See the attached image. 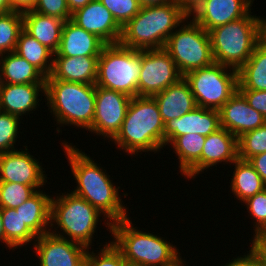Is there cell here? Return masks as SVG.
Wrapping results in <instances>:
<instances>
[{
	"instance_id": "7dc6e473",
	"label": "cell",
	"mask_w": 266,
	"mask_h": 266,
	"mask_svg": "<svg viewBox=\"0 0 266 266\" xmlns=\"http://www.w3.org/2000/svg\"><path fill=\"white\" fill-rule=\"evenodd\" d=\"M141 6L164 5L174 0H138Z\"/></svg>"
},
{
	"instance_id": "f1b7e54d",
	"label": "cell",
	"mask_w": 266,
	"mask_h": 266,
	"mask_svg": "<svg viewBox=\"0 0 266 266\" xmlns=\"http://www.w3.org/2000/svg\"><path fill=\"white\" fill-rule=\"evenodd\" d=\"M237 72L238 89L266 91V47L261 42Z\"/></svg>"
},
{
	"instance_id": "7402d4cb",
	"label": "cell",
	"mask_w": 266,
	"mask_h": 266,
	"mask_svg": "<svg viewBox=\"0 0 266 266\" xmlns=\"http://www.w3.org/2000/svg\"><path fill=\"white\" fill-rule=\"evenodd\" d=\"M238 158L237 137L225 128L206 136L201 152V173L217 164L229 165Z\"/></svg>"
},
{
	"instance_id": "c3c4849f",
	"label": "cell",
	"mask_w": 266,
	"mask_h": 266,
	"mask_svg": "<svg viewBox=\"0 0 266 266\" xmlns=\"http://www.w3.org/2000/svg\"><path fill=\"white\" fill-rule=\"evenodd\" d=\"M11 11L10 0H0V14Z\"/></svg>"
},
{
	"instance_id": "f907efd6",
	"label": "cell",
	"mask_w": 266,
	"mask_h": 266,
	"mask_svg": "<svg viewBox=\"0 0 266 266\" xmlns=\"http://www.w3.org/2000/svg\"><path fill=\"white\" fill-rule=\"evenodd\" d=\"M0 241L1 243H5V235L3 231V220H2V215H1V208H0Z\"/></svg>"
},
{
	"instance_id": "ba28073f",
	"label": "cell",
	"mask_w": 266,
	"mask_h": 266,
	"mask_svg": "<svg viewBox=\"0 0 266 266\" xmlns=\"http://www.w3.org/2000/svg\"><path fill=\"white\" fill-rule=\"evenodd\" d=\"M141 51L120 43L107 44L98 57L96 86L138 96Z\"/></svg>"
},
{
	"instance_id": "5b68a950",
	"label": "cell",
	"mask_w": 266,
	"mask_h": 266,
	"mask_svg": "<svg viewBox=\"0 0 266 266\" xmlns=\"http://www.w3.org/2000/svg\"><path fill=\"white\" fill-rule=\"evenodd\" d=\"M59 194L52 196L51 199L50 232L52 234L90 249L102 215L105 221L103 225L105 224L109 229L107 231L111 233L112 223L88 201L70 191Z\"/></svg>"
},
{
	"instance_id": "f6af8a7d",
	"label": "cell",
	"mask_w": 266,
	"mask_h": 266,
	"mask_svg": "<svg viewBox=\"0 0 266 266\" xmlns=\"http://www.w3.org/2000/svg\"><path fill=\"white\" fill-rule=\"evenodd\" d=\"M37 0H10L11 11L26 12L33 10Z\"/></svg>"
},
{
	"instance_id": "3957f363",
	"label": "cell",
	"mask_w": 266,
	"mask_h": 266,
	"mask_svg": "<svg viewBox=\"0 0 266 266\" xmlns=\"http://www.w3.org/2000/svg\"><path fill=\"white\" fill-rule=\"evenodd\" d=\"M130 219L113 222L111 227V241L129 266H188L170 240L138 230Z\"/></svg>"
},
{
	"instance_id": "8fae6325",
	"label": "cell",
	"mask_w": 266,
	"mask_h": 266,
	"mask_svg": "<svg viewBox=\"0 0 266 266\" xmlns=\"http://www.w3.org/2000/svg\"><path fill=\"white\" fill-rule=\"evenodd\" d=\"M183 76L174 60L164 49L141 50V72L138 96L153 97L177 83Z\"/></svg>"
},
{
	"instance_id": "f35d334b",
	"label": "cell",
	"mask_w": 266,
	"mask_h": 266,
	"mask_svg": "<svg viewBox=\"0 0 266 266\" xmlns=\"http://www.w3.org/2000/svg\"><path fill=\"white\" fill-rule=\"evenodd\" d=\"M33 11L56 17L63 21L71 20L72 15L66 0H37Z\"/></svg>"
},
{
	"instance_id": "e575fe53",
	"label": "cell",
	"mask_w": 266,
	"mask_h": 266,
	"mask_svg": "<svg viewBox=\"0 0 266 266\" xmlns=\"http://www.w3.org/2000/svg\"><path fill=\"white\" fill-rule=\"evenodd\" d=\"M94 253L87 251L85 258V266H129L124 259L121 251L113 244L112 241L105 242L102 248Z\"/></svg>"
},
{
	"instance_id": "74e56055",
	"label": "cell",
	"mask_w": 266,
	"mask_h": 266,
	"mask_svg": "<svg viewBox=\"0 0 266 266\" xmlns=\"http://www.w3.org/2000/svg\"><path fill=\"white\" fill-rule=\"evenodd\" d=\"M247 208L248 217L253 219L254 235L266 230V188L243 202ZM252 216V217H251ZM255 221V222H254Z\"/></svg>"
},
{
	"instance_id": "7c38bea8",
	"label": "cell",
	"mask_w": 266,
	"mask_h": 266,
	"mask_svg": "<svg viewBox=\"0 0 266 266\" xmlns=\"http://www.w3.org/2000/svg\"><path fill=\"white\" fill-rule=\"evenodd\" d=\"M96 108L92 126L88 129L110 142L123 124L131 101L129 95L96 86Z\"/></svg>"
},
{
	"instance_id": "277c9868",
	"label": "cell",
	"mask_w": 266,
	"mask_h": 266,
	"mask_svg": "<svg viewBox=\"0 0 266 266\" xmlns=\"http://www.w3.org/2000/svg\"><path fill=\"white\" fill-rule=\"evenodd\" d=\"M188 16L172 1L164 5L141 6L122 28L120 44L135 50L162 49L169 36Z\"/></svg>"
},
{
	"instance_id": "d4e9b609",
	"label": "cell",
	"mask_w": 266,
	"mask_h": 266,
	"mask_svg": "<svg viewBox=\"0 0 266 266\" xmlns=\"http://www.w3.org/2000/svg\"><path fill=\"white\" fill-rule=\"evenodd\" d=\"M206 136L200 134H185L176 137L170 144L179 159V172L184 178L195 179L201 174V152ZM197 175V176H196Z\"/></svg>"
},
{
	"instance_id": "ee69618b",
	"label": "cell",
	"mask_w": 266,
	"mask_h": 266,
	"mask_svg": "<svg viewBox=\"0 0 266 266\" xmlns=\"http://www.w3.org/2000/svg\"><path fill=\"white\" fill-rule=\"evenodd\" d=\"M179 8L188 16L191 17L205 0H174Z\"/></svg>"
},
{
	"instance_id": "cb8c5ba5",
	"label": "cell",
	"mask_w": 266,
	"mask_h": 266,
	"mask_svg": "<svg viewBox=\"0 0 266 266\" xmlns=\"http://www.w3.org/2000/svg\"><path fill=\"white\" fill-rule=\"evenodd\" d=\"M23 29L53 53L59 49L65 21L33 10L23 12Z\"/></svg>"
},
{
	"instance_id": "603a6c76",
	"label": "cell",
	"mask_w": 266,
	"mask_h": 266,
	"mask_svg": "<svg viewBox=\"0 0 266 266\" xmlns=\"http://www.w3.org/2000/svg\"><path fill=\"white\" fill-rule=\"evenodd\" d=\"M153 98L159 106L164 124L169 120L180 118L197 107L191 88L184 77Z\"/></svg>"
},
{
	"instance_id": "83f0119b",
	"label": "cell",
	"mask_w": 266,
	"mask_h": 266,
	"mask_svg": "<svg viewBox=\"0 0 266 266\" xmlns=\"http://www.w3.org/2000/svg\"><path fill=\"white\" fill-rule=\"evenodd\" d=\"M232 164L234 171L230 178V190L241 203L266 188L261 176L247 160L237 158Z\"/></svg>"
},
{
	"instance_id": "d590c367",
	"label": "cell",
	"mask_w": 266,
	"mask_h": 266,
	"mask_svg": "<svg viewBox=\"0 0 266 266\" xmlns=\"http://www.w3.org/2000/svg\"><path fill=\"white\" fill-rule=\"evenodd\" d=\"M21 118L0 111V153L16 150ZM18 134V135H17Z\"/></svg>"
},
{
	"instance_id": "816d5d0a",
	"label": "cell",
	"mask_w": 266,
	"mask_h": 266,
	"mask_svg": "<svg viewBox=\"0 0 266 266\" xmlns=\"http://www.w3.org/2000/svg\"><path fill=\"white\" fill-rule=\"evenodd\" d=\"M260 42L266 47V39H261Z\"/></svg>"
},
{
	"instance_id": "d6986e66",
	"label": "cell",
	"mask_w": 266,
	"mask_h": 266,
	"mask_svg": "<svg viewBox=\"0 0 266 266\" xmlns=\"http://www.w3.org/2000/svg\"><path fill=\"white\" fill-rule=\"evenodd\" d=\"M40 95L45 96V83H1L0 111L15 115L22 120V115L33 113L40 106L41 100L38 98Z\"/></svg>"
},
{
	"instance_id": "1f68e13d",
	"label": "cell",
	"mask_w": 266,
	"mask_h": 266,
	"mask_svg": "<svg viewBox=\"0 0 266 266\" xmlns=\"http://www.w3.org/2000/svg\"><path fill=\"white\" fill-rule=\"evenodd\" d=\"M23 30V14L9 11L0 14V55L13 52Z\"/></svg>"
},
{
	"instance_id": "9a60e30c",
	"label": "cell",
	"mask_w": 266,
	"mask_h": 266,
	"mask_svg": "<svg viewBox=\"0 0 266 266\" xmlns=\"http://www.w3.org/2000/svg\"><path fill=\"white\" fill-rule=\"evenodd\" d=\"M71 21L102 39L106 44L120 42L122 27L112 13L99 1L92 0L71 15Z\"/></svg>"
},
{
	"instance_id": "d6a6232c",
	"label": "cell",
	"mask_w": 266,
	"mask_h": 266,
	"mask_svg": "<svg viewBox=\"0 0 266 266\" xmlns=\"http://www.w3.org/2000/svg\"><path fill=\"white\" fill-rule=\"evenodd\" d=\"M238 158L249 160L266 152V124L237 138Z\"/></svg>"
},
{
	"instance_id": "44dd1931",
	"label": "cell",
	"mask_w": 266,
	"mask_h": 266,
	"mask_svg": "<svg viewBox=\"0 0 266 266\" xmlns=\"http://www.w3.org/2000/svg\"><path fill=\"white\" fill-rule=\"evenodd\" d=\"M98 57H53V67L46 80L96 84Z\"/></svg>"
},
{
	"instance_id": "60d3db41",
	"label": "cell",
	"mask_w": 266,
	"mask_h": 266,
	"mask_svg": "<svg viewBox=\"0 0 266 266\" xmlns=\"http://www.w3.org/2000/svg\"><path fill=\"white\" fill-rule=\"evenodd\" d=\"M245 255H241L240 257H236L222 266H265L261 260V258L250 248L249 251L244 253Z\"/></svg>"
},
{
	"instance_id": "484cf974",
	"label": "cell",
	"mask_w": 266,
	"mask_h": 266,
	"mask_svg": "<svg viewBox=\"0 0 266 266\" xmlns=\"http://www.w3.org/2000/svg\"><path fill=\"white\" fill-rule=\"evenodd\" d=\"M51 199L40 189L16 208L22 221L37 237L50 232Z\"/></svg>"
},
{
	"instance_id": "4dcf8cb0",
	"label": "cell",
	"mask_w": 266,
	"mask_h": 266,
	"mask_svg": "<svg viewBox=\"0 0 266 266\" xmlns=\"http://www.w3.org/2000/svg\"><path fill=\"white\" fill-rule=\"evenodd\" d=\"M5 244L9 249H15L35 242L37 236L22 221L19 211L14 208H1Z\"/></svg>"
},
{
	"instance_id": "bcb514c9",
	"label": "cell",
	"mask_w": 266,
	"mask_h": 266,
	"mask_svg": "<svg viewBox=\"0 0 266 266\" xmlns=\"http://www.w3.org/2000/svg\"><path fill=\"white\" fill-rule=\"evenodd\" d=\"M67 1V5L68 8L72 13H74L75 11L83 8L84 6H86L88 3H90L92 0H66Z\"/></svg>"
},
{
	"instance_id": "30bf717a",
	"label": "cell",
	"mask_w": 266,
	"mask_h": 266,
	"mask_svg": "<svg viewBox=\"0 0 266 266\" xmlns=\"http://www.w3.org/2000/svg\"><path fill=\"white\" fill-rule=\"evenodd\" d=\"M183 77L191 88L196 105L203 108L219 110L238 90L237 70L215 62Z\"/></svg>"
},
{
	"instance_id": "52a82bcc",
	"label": "cell",
	"mask_w": 266,
	"mask_h": 266,
	"mask_svg": "<svg viewBox=\"0 0 266 266\" xmlns=\"http://www.w3.org/2000/svg\"><path fill=\"white\" fill-rule=\"evenodd\" d=\"M209 31L215 63L239 70L260 43V16L251 15Z\"/></svg>"
},
{
	"instance_id": "7bdbcfd3",
	"label": "cell",
	"mask_w": 266,
	"mask_h": 266,
	"mask_svg": "<svg viewBox=\"0 0 266 266\" xmlns=\"http://www.w3.org/2000/svg\"><path fill=\"white\" fill-rule=\"evenodd\" d=\"M248 162L253 166L257 173L261 176L266 185V152L251 157Z\"/></svg>"
},
{
	"instance_id": "ffe728a7",
	"label": "cell",
	"mask_w": 266,
	"mask_h": 266,
	"mask_svg": "<svg viewBox=\"0 0 266 266\" xmlns=\"http://www.w3.org/2000/svg\"><path fill=\"white\" fill-rule=\"evenodd\" d=\"M106 45L95 34L67 20L62 28L59 49L53 57H99Z\"/></svg>"
},
{
	"instance_id": "9c48e42d",
	"label": "cell",
	"mask_w": 266,
	"mask_h": 266,
	"mask_svg": "<svg viewBox=\"0 0 266 266\" xmlns=\"http://www.w3.org/2000/svg\"><path fill=\"white\" fill-rule=\"evenodd\" d=\"M164 49L182 76L214 63L209 32L191 17L169 36Z\"/></svg>"
},
{
	"instance_id": "4fadbf2b",
	"label": "cell",
	"mask_w": 266,
	"mask_h": 266,
	"mask_svg": "<svg viewBox=\"0 0 266 266\" xmlns=\"http://www.w3.org/2000/svg\"><path fill=\"white\" fill-rule=\"evenodd\" d=\"M32 245L40 266H85L88 249L51 232L38 236Z\"/></svg>"
},
{
	"instance_id": "8992f818",
	"label": "cell",
	"mask_w": 266,
	"mask_h": 266,
	"mask_svg": "<svg viewBox=\"0 0 266 266\" xmlns=\"http://www.w3.org/2000/svg\"><path fill=\"white\" fill-rule=\"evenodd\" d=\"M96 85L63 80L45 81V100L56 124L86 131L92 126L96 108Z\"/></svg>"
},
{
	"instance_id": "ac0fdd59",
	"label": "cell",
	"mask_w": 266,
	"mask_h": 266,
	"mask_svg": "<svg viewBox=\"0 0 266 266\" xmlns=\"http://www.w3.org/2000/svg\"><path fill=\"white\" fill-rule=\"evenodd\" d=\"M254 0H205L192 19L207 32L245 17L252 9Z\"/></svg>"
},
{
	"instance_id": "ab89813d",
	"label": "cell",
	"mask_w": 266,
	"mask_h": 266,
	"mask_svg": "<svg viewBox=\"0 0 266 266\" xmlns=\"http://www.w3.org/2000/svg\"><path fill=\"white\" fill-rule=\"evenodd\" d=\"M238 91L245 97L253 109L260 112L266 118V91L252 89H238Z\"/></svg>"
},
{
	"instance_id": "836d02e7",
	"label": "cell",
	"mask_w": 266,
	"mask_h": 266,
	"mask_svg": "<svg viewBox=\"0 0 266 266\" xmlns=\"http://www.w3.org/2000/svg\"><path fill=\"white\" fill-rule=\"evenodd\" d=\"M41 187L44 186L0 182V208L16 209Z\"/></svg>"
},
{
	"instance_id": "681fc988",
	"label": "cell",
	"mask_w": 266,
	"mask_h": 266,
	"mask_svg": "<svg viewBox=\"0 0 266 266\" xmlns=\"http://www.w3.org/2000/svg\"><path fill=\"white\" fill-rule=\"evenodd\" d=\"M261 39H266V18L260 17Z\"/></svg>"
},
{
	"instance_id": "f546056e",
	"label": "cell",
	"mask_w": 266,
	"mask_h": 266,
	"mask_svg": "<svg viewBox=\"0 0 266 266\" xmlns=\"http://www.w3.org/2000/svg\"><path fill=\"white\" fill-rule=\"evenodd\" d=\"M14 52L36 67L45 77L50 75L54 53L24 29L19 35Z\"/></svg>"
},
{
	"instance_id": "2e32d148",
	"label": "cell",
	"mask_w": 266,
	"mask_h": 266,
	"mask_svg": "<svg viewBox=\"0 0 266 266\" xmlns=\"http://www.w3.org/2000/svg\"><path fill=\"white\" fill-rule=\"evenodd\" d=\"M221 128L219 110L195 107L178 119L164 124V148L178 136L189 133L208 136Z\"/></svg>"
},
{
	"instance_id": "5bb4252c",
	"label": "cell",
	"mask_w": 266,
	"mask_h": 266,
	"mask_svg": "<svg viewBox=\"0 0 266 266\" xmlns=\"http://www.w3.org/2000/svg\"><path fill=\"white\" fill-rule=\"evenodd\" d=\"M23 147L24 151L22 148L0 153V182L29 186L46 185L47 175L45 170L43 171L42 163L29 153L26 145Z\"/></svg>"
},
{
	"instance_id": "7a4b0ae2",
	"label": "cell",
	"mask_w": 266,
	"mask_h": 266,
	"mask_svg": "<svg viewBox=\"0 0 266 266\" xmlns=\"http://www.w3.org/2000/svg\"><path fill=\"white\" fill-rule=\"evenodd\" d=\"M111 142L132 156L164 150V122L153 97L131 98L123 124Z\"/></svg>"
},
{
	"instance_id": "8d00e7d4",
	"label": "cell",
	"mask_w": 266,
	"mask_h": 266,
	"mask_svg": "<svg viewBox=\"0 0 266 266\" xmlns=\"http://www.w3.org/2000/svg\"><path fill=\"white\" fill-rule=\"evenodd\" d=\"M113 15L116 22L123 28L139 11L138 0H99Z\"/></svg>"
},
{
	"instance_id": "6da1fadb",
	"label": "cell",
	"mask_w": 266,
	"mask_h": 266,
	"mask_svg": "<svg viewBox=\"0 0 266 266\" xmlns=\"http://www.w3.org/2000/svg\"><path fill=\"white\" fill-rule=\"evenodd\" d=\"M61 144L77 184L71 192L88 201L111 223L128 218L129 208L119 195L121 188L114 185L106 170L76 145L65 140Z\"/></svg>"
},
{
	"instance_id": "b9f144b4",
	"label": "cell",
	"mask_w": 266,
	"mask_h": 266,
	"mask_svg": "<svg viewBox=\"0 0 266 266\" xmlns=\"http://www.w3.org/2000/svg\"><path fill=\"white\" fill-rule=\"evenodd\" d=\"M250 244L251 249L261 258L266 266V230L261 231L252 237Z\"/></svg>"
},
{
	"instance_id": "e0dca14e",
	"label": "cell",
	"mask_w": 266,
	"mask_h": 266,
	"mask_svg": "<svg viewBox=\"0 0 266 266\" xmlns=\"http://www.w3.org/2000/svg\"><path fill=\"white\" fill-rule=\"evenodd\" d=\"M219 114L221 127L237 138L266 124V118L253 109L238 90L219 109Z\"/></svg>"
},
{
	"instance_id": "4316f807",
	"label": "cell",
	"mask_w": 266,
	"mask_h": 266,
	"mask_svg": "<svg viewBox=\"0 0 266 266\" xmlns=\"http://www.w3.org/2000/svg\"><path fill=\"white\" fill-rule=\"evenodd\" d=\"M0 81L8 84L45 83L46 77L13 51L0 55Z\"/></svg>"
}]
</instances>
